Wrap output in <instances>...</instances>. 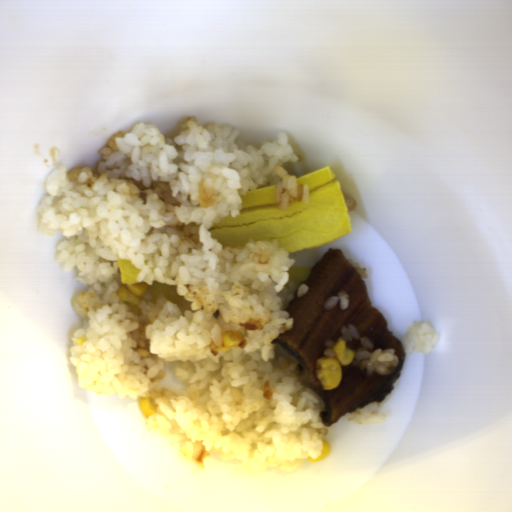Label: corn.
Segmentation results:
<instances>
[{
	"label": "corn",
	"instance_id": "corn-1",
	"mask_svg": "<svg viewBox=\"0 0 512 512\" xmlns=\"http://www.w3.org/2000/svg\"><path fill=\"white\" fill-rule=\"evenodd\" d=\"M335 356H321L316 360V377L324 389L337 388L342 379V366L353 363L355 353L347 341L339 339L333 346Z\"/></svg>",
	"mask_w": 512,
	"mask_h": 512
},
{
	"label": "corn",
	"instance_id": "corn-2",
	"mask_svg": "<svg viewBox=\"0 0 512 512\" xmlns=\"http://www.w3.org/2000/svg\"><path fill=\"white\" fill-rule=\"evenodd\" d=\"M148 289L149 285L147 283L121 285L118 291L119 299L137 305L139 297L147 293Z\"/></svg>",
	"mask_w": 512,
	"mask_h": 512
},
{
	"label": "corn",
	"instance_id": "corn-3",
	"mask_svg": "<svg viewBox=\"0 0 512 512\" xmlns=\"http://www.w3.org/2000/svg\"><path fill=\"white\" fill-rule=\"evenodd\" d=\"M139 408L142 415L148 419L157 412V405L153 403L149 396H140L138 399Z\"/></svg>",
	"mask_w": 512,
	"mask_h": 512
},
{
	"label": "corn",
	"instance_id": "corn-4",
	"mask_svg": "<svg viewBox=\"0 0 512 512\" xmlns=\"http://www.w3.org/2000/svg\"><path fill=\"white\" fill-rule=\"evenodd\" d=\"M322 442H323V444H322V451H321L320 456L318 458H314L312 456H309L308 457V461L313 462V463L314 462H319V461H322L323 459H325L329 455V453H330V451L332 449V446H331L330 442L327 439H325V438L322 439Z\"/></svg>",
	"mask_w": 512,
	"mask_h": 512
},
{
	"label": "corn",
	"instance_id": "corn-5",
	"mask_svg": "<svg viewBox=\"0 0 512 512\" xmlns=\"http://www.w3.org/2000/svg\"><path fill=\"white\" fill-rule=\"evenodd\" d=\"M223 340L225 342L226 347L238 346L239 344L242 343L241 339L236 338L233 333L229 332L224 334Z\"/></svg>",
	"mask_w": 512,
	"mask_h": 512
},
{
	"label": "corn",
	"instance_id": "corn-6",
	"mask_svg": "<svg viewBox=\"0 0 512 512\" xmlns=\"http://www.w3.org/2000/svg\"><path fill=\"white\" fill-rule=\"evenodd\" d=\"M85 342H86V338H84L83 336H80V337L77 338V344L78 345H82Z\"/></svg>",
	"mask_w": 512,
	"mask_h": 512
}]
</instances>
